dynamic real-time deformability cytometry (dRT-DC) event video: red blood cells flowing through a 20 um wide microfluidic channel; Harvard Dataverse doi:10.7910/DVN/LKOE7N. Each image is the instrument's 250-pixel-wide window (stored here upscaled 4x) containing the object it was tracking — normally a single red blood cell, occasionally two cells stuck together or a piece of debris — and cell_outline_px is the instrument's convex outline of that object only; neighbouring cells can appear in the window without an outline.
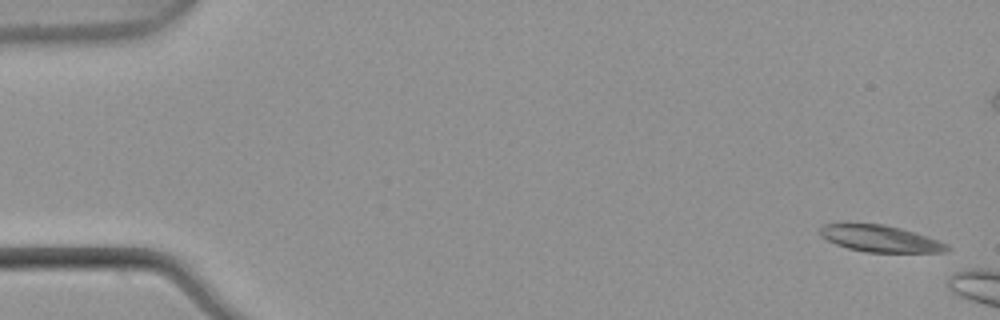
{"species": "common noctule bat (a hibernating species)", "species_latin": "Nyctalus noctula", "temperature_condition": "warm", "stored_images_in_passage": 4, "camera_frame_rate_fps": 3000, "um_per_image_px": 0.085, "animal": {"sex": "male", "body_mass_g": 21.5, "forearm_length_mm": 52.0}, "frame": {"image": 1, "passage_image": 1, "time_ms": 0.0, "image_size_px": [1000, 320], "cell_outline_px": [[952, 248], [948, 252], [868, 252], [848, 248], [836, 244], [820, 236], [820, 228], [824, 224], [884, 224], [900, 228], [928, 236], [948, 244]], "centroid_in_image_um": [74.88, 20.29], "position_along_channel_um": 10.1, "area_um2": 19.59}}